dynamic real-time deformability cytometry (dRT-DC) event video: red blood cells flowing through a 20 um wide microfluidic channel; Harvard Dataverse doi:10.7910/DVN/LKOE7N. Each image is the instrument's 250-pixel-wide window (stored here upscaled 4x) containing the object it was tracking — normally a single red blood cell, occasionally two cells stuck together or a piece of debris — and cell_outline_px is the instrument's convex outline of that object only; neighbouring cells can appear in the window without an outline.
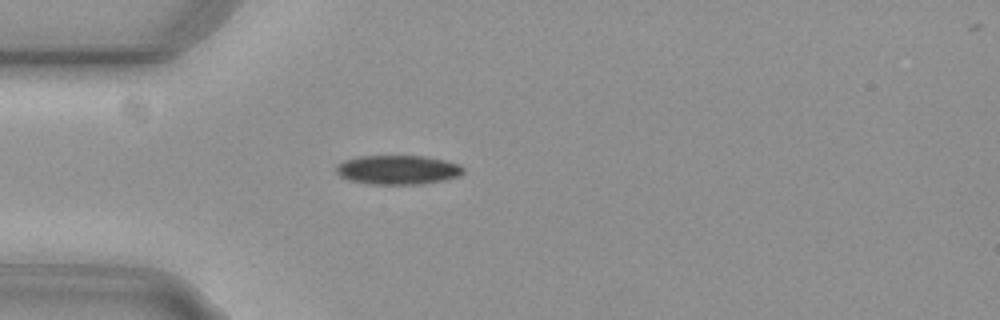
{"species": "common noctule bat (a hibernating species)", "species_latin": "Nyctalus noctula", "temperature_condition": "cold", "stored_images_in_passage": 55, "camera_frame_rate_fps": 3000, "um_per_image_px": 0.085, "animal": {"sex": "female", "body_mass_g": 29.2, "forearm_length_mm": 56.3}, "frame": {"image": 1, "passage_image": 15, "time_ms": 4.667, "image_size_px": [1000, 320], "cell_outline_px": [[464, 172], [460, 176], [444, 180], [424, 184], [368, 184], [348, 180], [340, 176], [336, 172], [336, 164], [344, 160], [360, 156], [424, 156], [444, 160], [460, 164], [464, 168]], "centroid_in_image_um": [33.82, 14.44], "position_along_channel_um": 51.2, "area_um2": 21.85}}
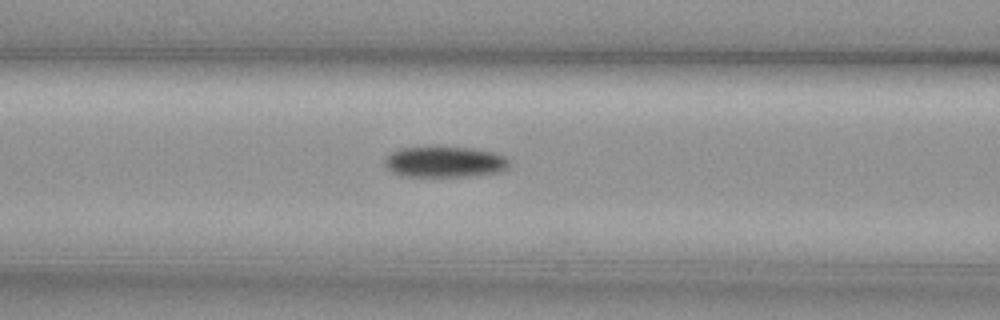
{"frame": {"image": 2, "passage_image": 22, "time_ms": 7.0, "image_size_px": [1000, 320], "cell_outline_px": [[508, 168], [500, 172], [468, 176], [400, 176], [384, 168], [384, 160], [392, 152], [400, 148], [472, 148], [492, 152], [504, 156], [508, 160]], "centroid_in_image_um": [37.77, 13.78], "position_along_channel_um": 128.8, "area_um2": 22.14}}
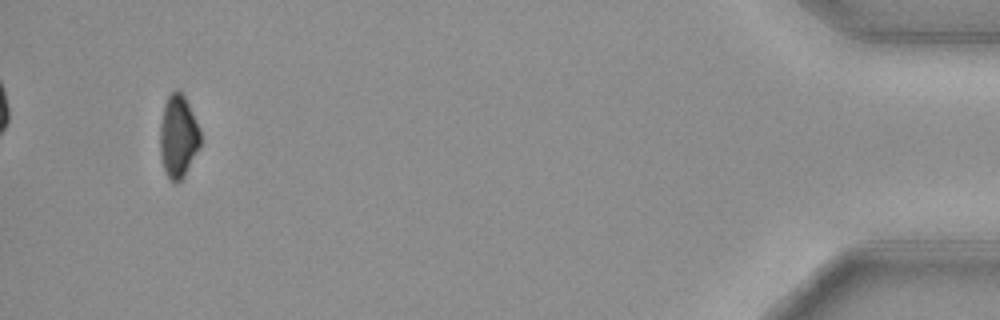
{"frame": {"image": 3, "passage_image": 52, "time_ms": 17.0, "image_size_px": [1000, 320], "cell_outline_px": [[200, 148], [184, 176], [176, 184], [168, 180], [164, 172], [160, 156], [160, 124], [164, 104], [168, 96], [176, 88], [184, 96], [200, 128]], "centroid_in_image_um": [15.14, 11.64], "position_along_channel_um": 420.1, "area_um2": 19.71}, "authors_computed_cell_mechanics": {"area_um2": 21.3282, "velocity_mm_per_s": 3.7444, "shape_relaxation_time_tau1_ms": 3.4956, "shape_relaxation_time_tau2_ms": null, "deformation_change_tau1": 0.0998, "deformation_change_tau2": null}}